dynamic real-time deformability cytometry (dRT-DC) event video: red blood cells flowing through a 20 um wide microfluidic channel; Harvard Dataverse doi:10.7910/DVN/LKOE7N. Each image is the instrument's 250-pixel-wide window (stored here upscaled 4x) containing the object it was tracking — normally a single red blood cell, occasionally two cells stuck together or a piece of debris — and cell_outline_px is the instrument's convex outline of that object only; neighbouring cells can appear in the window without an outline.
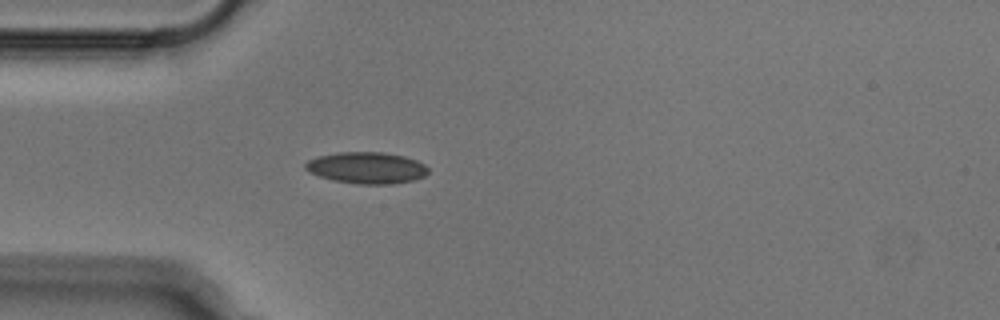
{"species": "Egyptian fruit bat (a non-hibernating species)", "species_latin": "Rousettus aegyptiacus", "temperature_condition": "cold", "stored_images_in_passage": 38, "camera_frame_rate_fps": 3000, "um_per_image_px": 0.085, "animal": {"sex": "male"}, "frame": {"image": 1, "passage_image": 1, "time_ms": 0.0, "image_size_px": [1000, 320], "cell_outline_px": [[428, 172], [424, 176], [412, 180], [396, 184], [356, 184], [332, 180], [308, 172], [304, 168], [304, 164], [308, 160], [320, 156], [340, 152], [380, 152], [404, 156], [416, 160], [424, 164], [428, 168]], "centroid_in_image_um": [31.16, 14.27], "position_along_channel_um": 53.8, "area_um2": 22.54}}
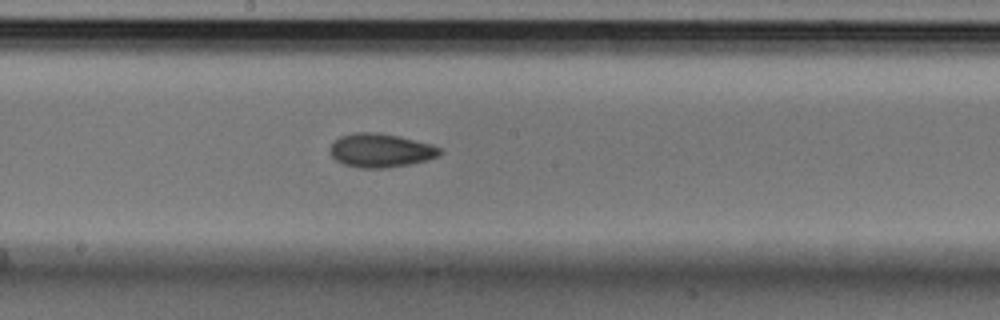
{"frame": {"image": 2, "passage_image": 14, "time_ms": 4.333, "image_size_px": [1000, 320], "cell_outline_px": [[440, 156], [428, 160], [408, 164], [384, 168], [360, 168], [344, 164], [336, 160], [332, 156], [328, 148], [340, 136], [356, 132], [376, 132], [400, 136], [432, 144], [440, 148]], "centroid_in_image_um": [32.35, 12.78], "position_along_channel_um": 215.8, "area_um2": 21.62}}
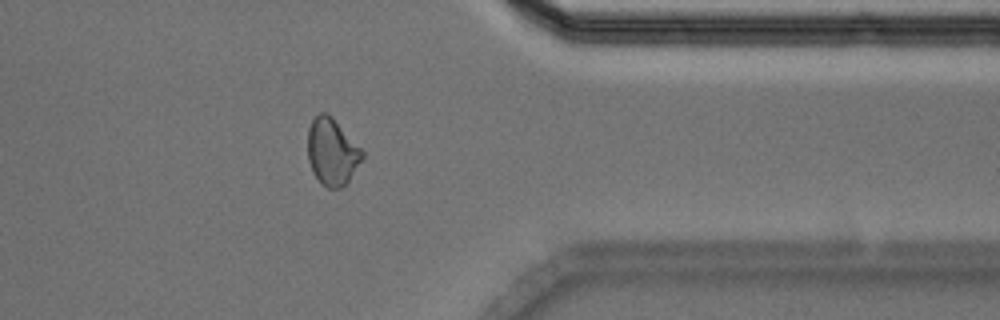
{"frame": {"image": 3, "passage_image": 28, "time_ms": 9.0, "image_size_px": [1000, 320], "cell_outline_px": [[364, 156], [348, 180], [340, 188], [328, 188], [320, 184], [312, 172], [308, 160], [308, 128], [312, 120], [320, 112], [324, 112], [332, 116], [364, 152]], "centroid_in_image_um": [28.2, 12.9], "position_along_channel_um": 383.2, "area_um2": 21.1}}